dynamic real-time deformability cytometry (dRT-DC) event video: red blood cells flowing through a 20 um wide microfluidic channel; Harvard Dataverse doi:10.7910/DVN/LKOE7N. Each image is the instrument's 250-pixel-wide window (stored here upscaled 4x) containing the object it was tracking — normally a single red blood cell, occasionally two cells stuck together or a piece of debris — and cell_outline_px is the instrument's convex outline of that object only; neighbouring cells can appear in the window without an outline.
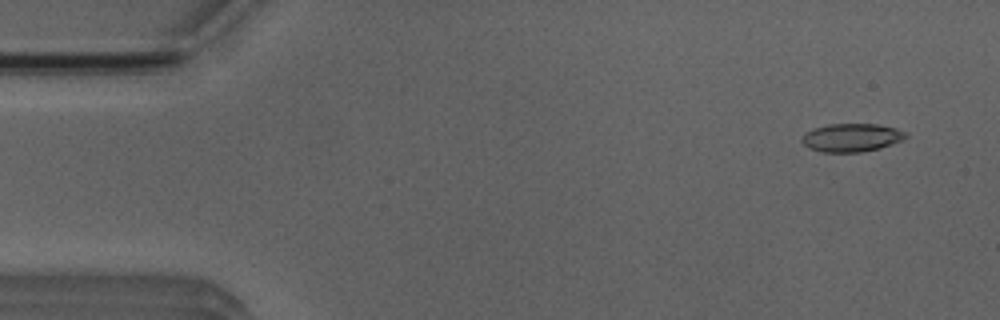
{"species": "Egyptian fruit bat (a non-hibernating species)", "species_latin": "Rousettus aegyptiacus", "temperature_condition": "room temperature", "stored_images_in_passage": 5, "camera_frame_rate_fps": 3000, "um_per_image_px": 0.085, "animal": {"sex": "male"}, "frame": {"image": 1, "passage_image": 1, "time_ms": 0.0, "image_size_px": [1000, 320], "cell_outline_px": [[908, 136], [892, 144], [880, 148], [860, 152], [824, 152], [812, 148], [804, 144], [800, 140], [812, 128], [828, 124], [876, 124], [896, 128], [904, 132]], "centroid_in_image_um": [72.39, 11.69], "position_along_channel_um": 12.6, "area_um2": 16.82}}
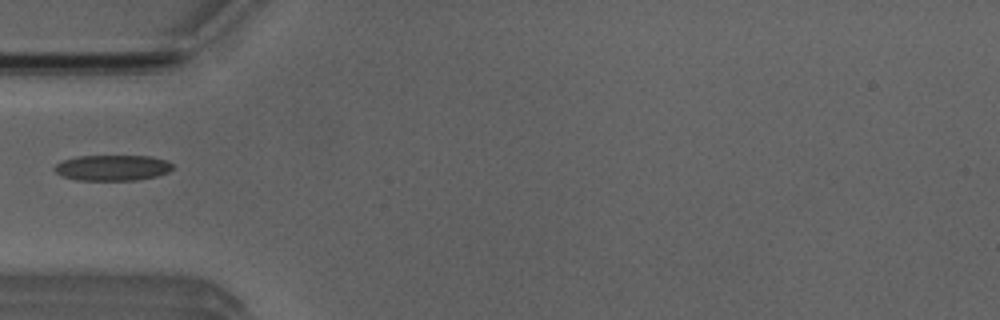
{"frame": {"image": 2, "passage_image": 5, "time_ms": 4.333, "image_size_px": [1000, 320], "cell_outline_px": [[172, 168], [168, 172], [156, 176], [136, 180], [76, 180], [64, 176], [56, 172], [52, 168], [56, 164], [64, 160], [76, 156], [152, 156], [168, 160], [172, 164]], "centroid_in_image_um": [9.57, 14.25], "position_along_channel_um": 75.4, "area_um2": 17.69}}